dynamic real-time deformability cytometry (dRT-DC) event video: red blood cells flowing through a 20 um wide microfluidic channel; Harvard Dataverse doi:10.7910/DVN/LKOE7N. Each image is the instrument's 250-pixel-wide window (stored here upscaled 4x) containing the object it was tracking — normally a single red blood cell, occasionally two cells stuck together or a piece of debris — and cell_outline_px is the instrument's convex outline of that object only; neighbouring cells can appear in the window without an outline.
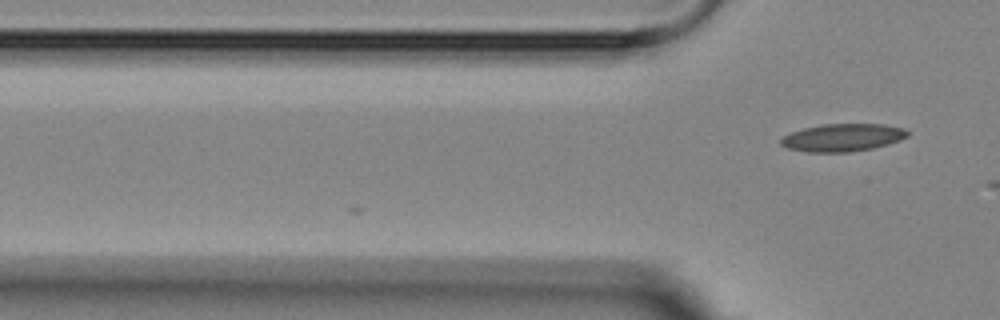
{"species": "Egyptian fruit bat (a non-hibernating species)", "species_latin": "Rousettus aegyptiacus", "temperature_condition": "room temperature", "stored_images_in_passage": 3, "camera_frame_rate_fps": 3000, "um_per_image_px": 0.085, "animal": {"sex": "female"}, "frame": {"image": 1, "passage_image": 3, "time_ms": 2.333, "image_size_px": [1000, 320], "cell_outline_px": [[908, 136], [900, 140], [888, 144], [872, 148], [848, 152], [808, 152], [788, 148], [780, 144], [780, 140], [784, 136], [792, 132], [804, 128], [820, 124], [884, 124], [904, 128], [908, 132]], "centroid_in_image_um": [71.63, 11.69], "position_along_channel_um": 54.2, "area_um2": 20.35}}